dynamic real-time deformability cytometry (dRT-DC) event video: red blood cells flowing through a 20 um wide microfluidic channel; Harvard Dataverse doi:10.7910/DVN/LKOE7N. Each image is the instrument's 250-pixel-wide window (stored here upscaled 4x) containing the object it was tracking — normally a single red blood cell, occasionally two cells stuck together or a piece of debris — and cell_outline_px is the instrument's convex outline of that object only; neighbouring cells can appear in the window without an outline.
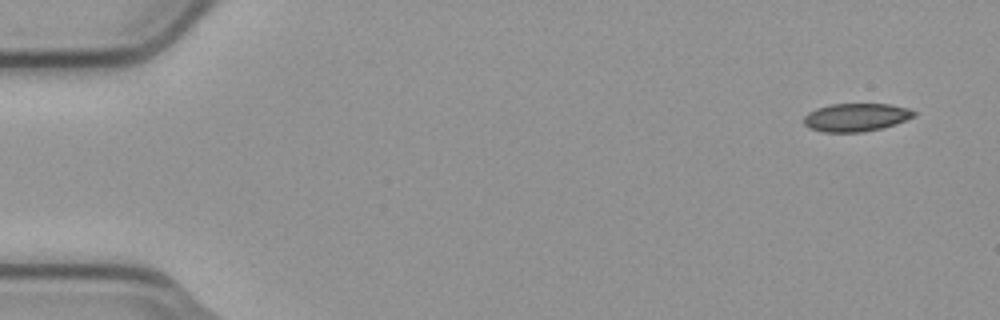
{"species": "common noctule bat (a hibernating species)", "species_latin": "Nyctalus noctula", "temperature_condition": "cold", "stored_images_in_passage": 4, "camera_frame_rate_fps": 3000, "um_per_image_px": 0.085, "animal": {"sex": "male", "body_mass_g": 23.1, "forearm_length_mm": 52.7}, "frame": {"image": 1, "passage_image": 1, "time_ms": 0.0, "image_size_px": [1000, 320], "cell_outline_px": [[916, 116], [896, 124], [864, 132], [824, 132], [808, 128], [804, 124], [804, 116], [808, 112], [816, 108], [832, 104], [892, 104], [908, 108], [916, 112]], "centroid_in_image_um": [72.76, 9.97], "position_along_channel_um": 12.2, "area_um2": 18.15}}
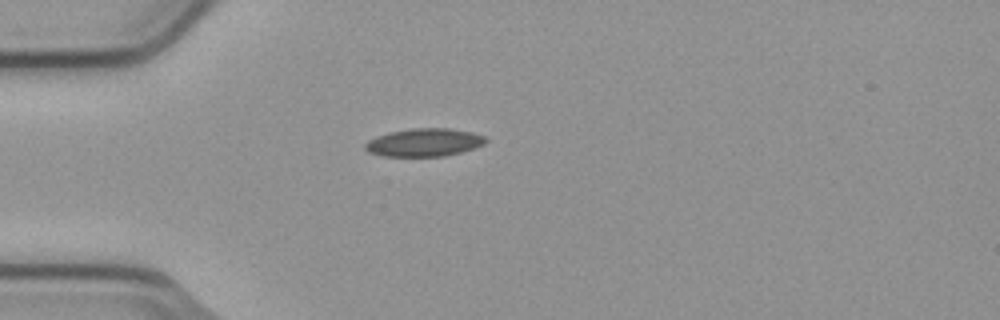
{"frame": {"image": 2, "passage_image": 4, "time_ms": 1.0, "image_size_px": [1000, 320], "cell_outline_px": [[488, 140], [484, 144], [460, 152], [444, 156], [384, 156], [368, 152], [364, 148], [364, 144], [368, 140], [376, 136], [392, 132], [412, 128], [448, 128], [472, 132], [484, 136]], "centroid_in_image_um": [36.04, 12.1], "position_along_channel_um": 49.0, "area_um2": 19.54}}